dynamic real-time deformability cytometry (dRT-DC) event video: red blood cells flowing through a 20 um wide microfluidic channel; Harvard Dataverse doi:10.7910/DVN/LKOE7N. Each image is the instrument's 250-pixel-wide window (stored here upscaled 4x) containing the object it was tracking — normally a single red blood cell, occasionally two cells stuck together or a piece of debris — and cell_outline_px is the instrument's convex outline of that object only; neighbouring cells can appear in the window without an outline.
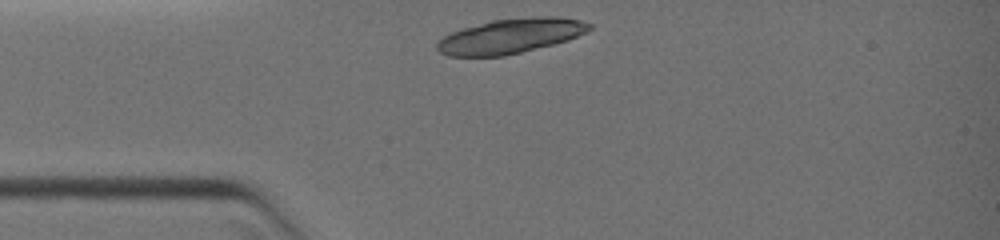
{"species": "common noctule bat (a hibernating species)", "species_latin": "Nyctalus noctula", "temperature_condition": "warm", "stored_images_in_passage": 2, "camera_frame_rate_fps": 3000, "um_per_image_px": 0.085, "animal": {"sex": "female", "body_mass_g": 19.0, "forearm_length_mm": 51.5}, "frame": {"image": 1, "passage_image": 1, "time_ms": 0.0, "image_size_px": [1000, 240], "cell_outline_px": [[592, 28], [588, 32], [568, 40], [504, 56], [448, 56], [440, 52], [436, 48], [436, 44], [444, 36], [452, 32], [464, 28], [492, 20], [540, 16], [560, 16], [580, 20], [592, 24]], "centroid_in_image_um": [43.44, 3.05], "position_along_channel_um": 41.6, "area_um2": 30.69}}